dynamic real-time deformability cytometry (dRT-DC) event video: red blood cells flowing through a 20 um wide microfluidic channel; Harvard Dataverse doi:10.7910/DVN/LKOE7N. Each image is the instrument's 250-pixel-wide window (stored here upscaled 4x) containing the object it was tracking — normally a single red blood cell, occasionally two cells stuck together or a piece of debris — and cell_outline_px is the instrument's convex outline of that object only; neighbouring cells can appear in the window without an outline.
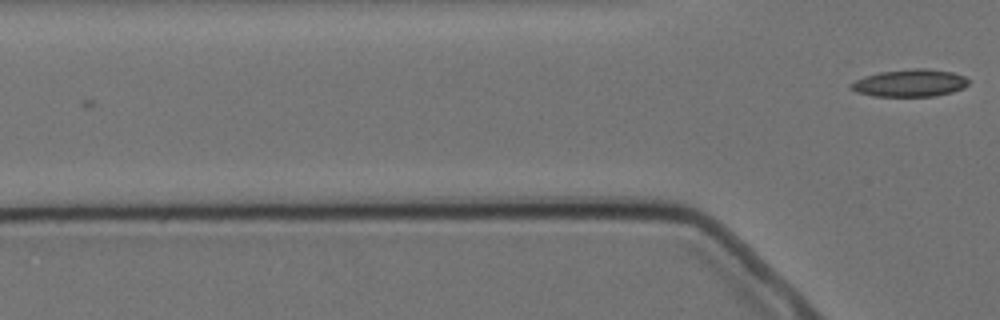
{"species": "Egyptian fruit bat (a non-hibernating species)", "species_latin": "Rousettus aegyptiacus", "temperature_condition": "cold", "stored_images_in_passage": 6, "camera_frame_rate_fps": 3000, "um_per_image_px": 0.085, "animal": {"sex": "female"}, "frame": {"image": 1, "passage_image": 6, "time_ms": 5.667, "image_size_px": [1000, 320], "cell_outline_px": [[968, 84], [964, 88], [952, 92], [936, 96], [872, 96], [856, 92], [848, 88], [848, 84], [864, 76], [880, 72], [916, 68], [924, 68], [952, 72], [964, 76], [968, 80]], "centroid_in_image_um": [77.31, 7.06], "position_along_channel_um": 48.5, "area_um2": 18.84}}